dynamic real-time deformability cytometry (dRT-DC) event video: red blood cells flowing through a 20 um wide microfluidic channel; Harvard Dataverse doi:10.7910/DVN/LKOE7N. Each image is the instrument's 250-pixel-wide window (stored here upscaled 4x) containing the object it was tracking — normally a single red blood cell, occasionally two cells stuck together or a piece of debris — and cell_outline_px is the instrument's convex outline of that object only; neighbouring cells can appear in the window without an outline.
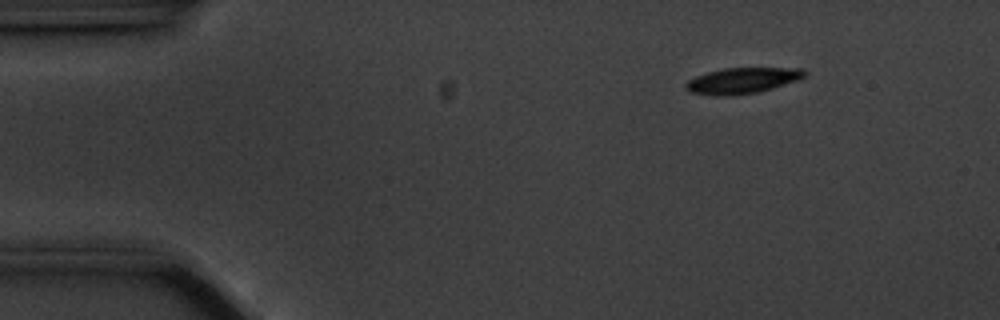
{"species": "common noctule bat (a hibernating species)", "species_latin": "Nyctalus noctula", "temperature_condition": "cold", "stored_images_in_passage": 50, "camera_frame_rate_fps": 3000, "um_per_image_px": 0.085, "animal": {"sex": "male", "body_mass_g": 20.1, "forearm_length_mm": 53.5}, "frame": {"image": 1, "passage_image": 1, "time_ms": 0.0, "image_size_px": [1000, 320], "cell_outline_px": [[808, 72], [800, 80], [772, 88], [756, 92], [728, 96], [716, 96], [688, 92], [684, 88], [684, 84], [688, 80], [696, 76], [708, 72], [724, 68], [804, 68]], "centroid_in_image_um": [63.09, 6.85], "position_along_channel_um": 21.9, "area_um2": 18.03}}
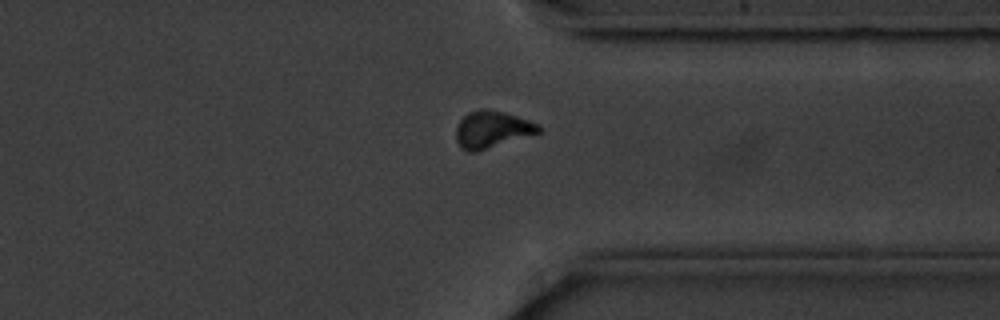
{"frame": {"image": 2, "passage_image": 37, "time_ms": 12.0, "image_size_px": [1000, 320], "cell_outline_px": [[540, 132], [476, 152], [468, 152], [460, 148], [456, 140], [456, 124], [468, 112], [480, 108], [484, 108], [504, 112], [540, 124]], "centroid_in_image_um": [41.77, 11.0], "position_along_channel_um": 369.6, "area_um2": 17.8}}
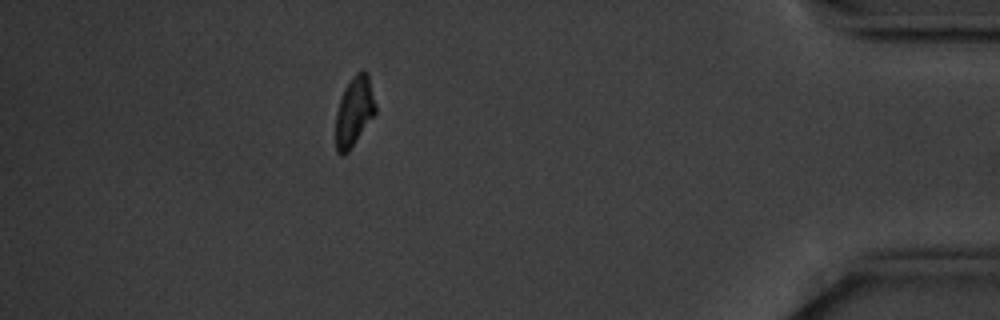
{"frame": {"image": 3, "passage_image": 44, "time_ms": 14.333, "image_size_px": [1000, 320], "cell_outline_px": [[376, 112], [348, 152], [344, 156], [340, 156], [336, 152], [336, 112], [344, 88], [352, 76], [356, 72], [368, 72], [376, 104]], "centroid_in_image_um": [30.1, 9.48], "position_along_channel_um": 405.1, "area_um2": 16.13}, "authors_computed_cell_mechanics": {"area_um2": 17.918, "velocity_mm_per_s": 3.5177, "shape_relaxation_time_tau1_ms": 2.2762, "shape_relaxation_time_tau2_ms": null, "deformation_change_tau1": 0.1405, "deformation_change_tau2": null}}